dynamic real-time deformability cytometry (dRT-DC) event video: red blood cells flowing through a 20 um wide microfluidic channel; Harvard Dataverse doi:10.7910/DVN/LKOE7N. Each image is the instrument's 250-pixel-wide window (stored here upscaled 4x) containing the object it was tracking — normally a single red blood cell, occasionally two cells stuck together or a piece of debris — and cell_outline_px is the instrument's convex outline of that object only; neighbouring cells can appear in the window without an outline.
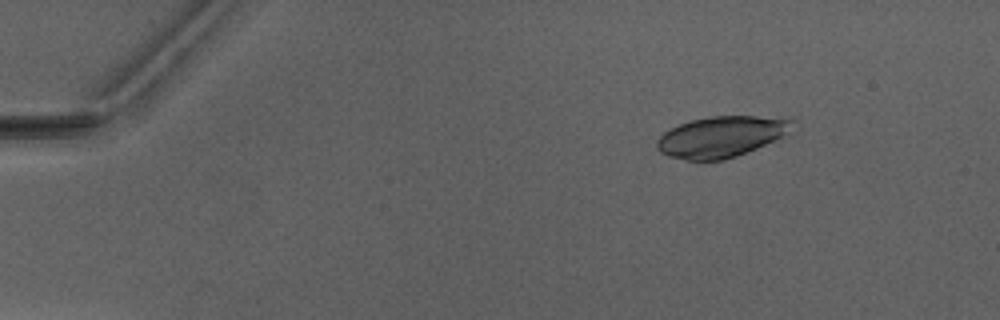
{"species": "Egyptian fruit bat (a non-hibernating species)", "species_latin": "Rousettus aegyptiacus", "temperature_condition": "warm", "stored_images_in_passage": 5, "camera_frame_rate_fps": 3000, "um_per_image_px": 0.085, "animal": {"sex": "male"}, "frame": {"image": 1, "passage_image": 1, "time_ms": 0.0, "image_size_px": [1000, 320], "cell_outline_px": [[796, 120], [780, 136], [756, 148], [736, 156], [724, 160], [684, 160], [668, 156], [660, 152], [656, 148], [656, 140], [664, 132], [680, 124], [692, 120], [708, 116], [756, 116]], "centroid_in_image_um": [61.19, 11.63], "position_along_channel_um": 23.8, "area_um2": 31.62}}